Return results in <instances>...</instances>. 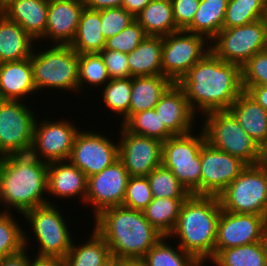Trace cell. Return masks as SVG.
Masks as SVG:
<instances>
[{"label":"cell","mask_w":267,"mask_h":266,"mask_svg":"<svg viewBox=\"0 0 267 266\" xmlns=\"http://www.w3.org/2000/svg\"><path fill=\"white\" fill-rule=\"evenodd\" d=\"M48 5L49 0H14L1 13L38 42L45 35Z\"/></svg>","instance_id":"23"},{"label":"cell","mask_w":267,"mask_h":266,"mask_svg":"<svg viewBox=\"0 0 267 266\" xmlns=\"http://www.w3.org/2000/svg\"><path fill=\"white\" fill-rule=\"evenodd\" d=\"M153 200L147 176H131L128 179L123 206L143 211Z\"/></svg>","instance_id":"41"},{"label":"cell","mask_w":267,"mask_h":266,"mask_svg":"<svg viewBox=\"0 0 267 266\" xmlns=\"http://www.w3.org/2000/svg\"><path fill=\"white\" fill-rule=\"evenodd\" d=\"M163 37L147 36L137 48L127 54L132 77L163 75L162 70Z\"/></svg>","instance_id":"26"},{"label":"cell","mask_w":267,"mask_h":266,"mask_svg":"<svg viewBox=\"0 0 267 266\" xmlns=\"http://www.w3.org/2000/svg\"><path fill=\"white\" fill-rule=\"evenodd\" d=\"M170 240V237L163 236L148 250L141 259L145 266H203L176 244L177 241L173 245Z\"/></svg>","instance_id":"32"},{"label":"cell","mask_w":267,"mask_h":266,"mask_svg":"<svg viewBox=\"0 0 267 266\" xmlns=\"http://www.w3.org/2000/svg\"><path fill=\"white\" fill-rule=\"evenodd\" d=\"M147 179L153 198L186 199L190 195L171 170L163 165L152 170L147 175Z\"/></svg>","instance_id":"39"},{"label":"cell","mask_w":267,"mask_h":266,"mask_svg":"<svg viewBox=\"0 0 267 266\" xmlns=\"http://www.w3.org/2000/svg\"><path fill=\"white\" fill-rule=\"evenodd\" d=\"M115 266H145L141 260H118L115 259Z\"/></svg>","instance_id":"52"},{"label":"cell","mask_w":267,"mask_h":266,"mask_svg":"<svg viewBox=\"0 0 267 266\" xmlns=\"http://www.w3.org/2000/svg\"><path fill=\"white\" fill-rule=\"evenodd\" d=\"M245 91L267 111V86H249Z\"/></svg>","instance_id":"50"},{"label":"cell","mask_w":267,"mask_h":266,"mask_svg":"<svg viewBox=\"0 0 267 266\" xmlns=\"http://www.w3.org/2000/svg\"><path fill=\"white\" fill-rule=\"evenodd\" d=\"M211 51L221 60L243 66L256 53L267 48V18L222 28L210 41Z\"/></svg>","instance_id":"10"},{"label":"cell","mask_w":267,"mask_h":266,"mask_svg":"<svg viewBox=\"0 0 267 266\" xmlns=\"http://www.w3.org/2000/svg\"><path fill=\"white\" fill-rule=\"evenodd\" d=\"M35 41L20 25L0 12V60L2 63L30 58Z\"/></svg>","instance_id":"24"},{"label":"cell","mask_w":267,"mask_h":266,"mask_svg":"<svg viewBox=\"0 0 267 266\" xmlns=\"http://www.w3.org/2000/svg\"><path fill=\"white\" fill-rule=\"evenodd\" d=\"M109 80L110 77L100 53L78 54L79 93L85 88L90 93L89 87L91 86L94 88L93 90L98 89L99 91Z\"/></svg>","instance_id":"36"},{"label":"cell","mask_w":267,"mask_h":266,"mask_svg":"<svg viewBox=\"0 0 267 266\" xmlns=\"http://www.w3.org/2000/svg\"><path fill=\"white\" fill-rule=\"evenodd\" d=\"M47 180L48 163L30 152L1 157L0 211L14 210L23 218L26 211L48 204Z\"/></svg>","instance_id":"2"},{"label":"cell","mask_w":267,"mask_h":266,"mask_svg":"<svg viewBox=\"0 0 267 266\" xmlns=\"http://www.w3.org/2000/svg\"><path fill=\"white\" fill-rule=\"evenodd\" d=\"M124 0H84L85 8L91 10H104L109 8L122 7Z\"/></svg>","instance_id":"49"},{"label":"cell","mask_w":267,"mask_h":266,"mask_svg":"<svg viewBox=\"0 0 267 266\" xmlns=\"http://www.w3.org/2000/svg\"><path fill=\"white\" fill-rule=\"evenodd\" d=\"M261 245L263 247L264 255L266 258V263H267V224L265 226V229L263 231V235L261 238Z\"/></svg>","instance_id":"54"},{"label":"cell","mask_w":267,"mask_h":266,"mask_svg":"<svg viewBox=\"0 0 267 266\" xmlns=\"http://www.w3.org/2000/svg\"><path fill=\"white\" fill-rule=\"evenodd\" d=\"M47 181V195L49 196L47 199L49 204H56L57 199H51L54 196L58 200H65L66 198H70V200L71 198L73 200L78 199L84 207L88 178L69 160L48 163Z\"/></svg>","instance_id":"21"},{"label":"cell","mask_w":267,"mask_h":266,"mask_svg":"<svg viewBox=\"0 0 267 266\" xmlns=\"http://www.w3.org/2000/svg\"><path fill=\"white\" fill-rule=\"evenodd\" d=\"M151 1L152 0H124L122 7L135 18Z\"/></svg>","instance_id":"51"},{"label":"cell","mask_w":267,"mask_h":266,"mask_svg":"<svg viewBox=\"0 0 267 266\" xmlns=\"http://www.w3.org/2000/svg\"><path fill=\"white\" fill-rule=\"evenodd\" d=\"M264 4H265L266 11H267V0H264Z\"/></svg>","instance_id":"57"},{"label":"cell","mask_w":267,"mask_h":266,"mask_svg":"<svg viewBox=\"0 0 267 266\" xmlns=\"http://www.w3.org/2000/svg\"><path fill=\"white\" fill-rule=\"evenodd\" d=\"M229 0H200L192 23L185 31L202 35L211 41L222 29Z\"/></svg>","instance_id":"31"},{"label":"cell","mask_w":267,"mask_h":266,"mask_svg":"<svg viewBox=\"0 0 267 266\" xmlns=\"http://www.w3.org/2000/svg\"><path fill=\"white\" fill-rule=\"evenodd\" d=\"M25 101L0 100V158L29 153L37 113Z\"/></svg>","instance_id":"11"},{"label":"cell","mask_w":267,"mask_h":266,"mask_svg":"<svg viewBox=\"0 0 267 266\" xmlns=\"http://www.w3.org/2000/svg\"><path fill=\"white\" fill-rule=\"evenodd\" d=\"M107 266H115V259H113Z\"/></svg>","instance_id":"56"},{"label":"cell","mask_w":267,"mask_h":266,"mask_svg":"<svg viewBox=\"0 0 267 266\" xmlns=\"http://www.w3.org/2000/svg\"><path fill=\"white\" fill-rule=\"evenodd\" d=\"M147 36L164 37L179 31L171 0H152L136 17Z\"/></svg>","instance_id":"29"},{"label":"cell","mask_w":267,"mask_h":266,"mask_svg":"<svg viewBox=\"0 0 267 266\" xmlns=\"http://www.w3.org/2000/svg\"><path fill=\"white\" fill-rule=\"evenodd\" d=\"M209 262L214 266H267L261 241L222 249Z\"/></svg>","instance_id":"35"},{"label":"cell","mask_w":267,"mask_h":266,"mask_svg":"<svg viewBox=\"0 0 267 266\" xmlns=\"http://www.w3.org/2000/svg\"><path fill=\"white\" fill-rule=\"evenodd\" d=\"M266 224L267 217L261 215L221 210L214 255L222 249L260 242Z\"/></svg>","instance_id":"18"},{"label":"cell","mask_w":267,"mask_h":266,"mask_svg":"<svg viewBox=\"0 0 267 266\" xmlns=\"http://www.w3.org/2000/svg\"><path fill=\"white\" fill-rule=\"evenodd\" d=\"M105 42L101 32L100 11L84 8L70 47L78 54L100 53L105 48Z\"/></svg>","instance_id":"30"},{"label":"cell","mask_w":267,"mask_h":266,"mask_svg":"<svg viewBox=\"0 0 267 266\" xmlns=\"http://www.w3.org/2000/svg\"><path fill=\"white\" fill-rule=\"evenodd\" d=\"M84 129V130H83ZM106 133L81 127L75 136L69 161L86 177L100 173L118 160V141ZM114 140L116 142H114Z\"/></svg>","instance_id":"14"},{"label":"cell","mask_w":267,"mask_h":266,"mask_svg":"<svg viewBox=\"0 0 267 266\" xmlns=\"http://www.w3.org/2000/svg\"><path fill=\"white\" fill-rule=\"evenodd\" d=\"M210 51V41L202 35L179 30L164 36L163 76L168 77L173 83H178Z\"/></svg>","instance_id":"12"},{"label":"cell","mask_w":267,"mask_h":266,"mask_svg":"<svg viewBox=\"0 0 267 266\" xmlns=\"http://www.w3.org/2000/svg\"><path fill=\"white\" fill-rule=\"evenodd\" d=\"M100 54L105 62L110 80L131 77L127 53L103 49Z\"/></svg>","instance_id":"45"},{"label":"cell","mask_w":267,"mask_h":266,"mask_svg":"<svg viewBox=\"0 0 267 266\" xmlns=\"http://www.w3.org/2000/svg\"><path fill=\"white\" fill-rule=\"evenodd\" d=\"M221 210L218 196L190 194L183 202L176 226L168 237L171 241L176 239L185 252L205 266L214 256Z\"/></svg>","instance_id":"4"},{"label":"cell","mask_w":267,"mask_h":266,"mask_svg":"<svg viewBox=\"0 0 267 266\" xmlns=\"http://www.w3.org/2000/svg\"><path fill=\"white\" fill-rule=\"evenodd\" d=\"M171 2L176 26L180 30H185L192 23L200 0H171Z\"/></svg>","instance_id":"46"},{"label":"cell","mask_w":267,"mask_h":266,"mask_svg":"<svg viewBox=\"0 0 267 266\" xmlns=\"http://www.w3.org/2000/svg\"><path fill=\"white\" fill-rule=\"evenodd\" d=\"M146 37L147 35L143 27L134 20L120 33L108 38L105 42L104 49L116 50L128 54L137 48L140 42Z\"/></svg>","instance_id":"42"},{"label":"cell","mask_w":267,"mask_h":266,"mask_svg":"<svg viewBox=\"0 0 267 266\" xmlns=\"http://www.w3.org/2000/svg\"><path fill=\"white\" fill-rule=\"evenodd\" d=\"M14 0H0V12Z\"/></svg>","instance_id":"55"},{"label":"cell","mask_w":267,"mask_h":266,"mask_svg":"<svg viewBox=\"0 0 267 266\" xmlns=\"http://www.w3.org/2000/svg\"><path fill=\"white\" fill-rule=\"evenodd\" d=\"M14 215V212L0 211V257L14 255L25 248L24 225L20 222L23 219L17 220Z\"/></svg>","instance_id":"38"},{"label":"cell","mask_w":267,"mask_h":266,"mask_svg":"<svg viewBox=\"0 0 267 266\" xmlns=\"http://www.w3.org/2000/svg\"><path fill=\"white\" fill-rule=\"evenodd\" d=\"M129 174L118 159L100 173L88 177L85 209L93 210L94 217L101 211L123 204Z\"/></svg>","instance_id":"16"},{"label":"cell","mask_w":267,"mask_h":266,"mask_svg":"<svg viewBox=\"0 0 267 266\" xmlns=\"http://www.w3.org/2000/svg\"><path fill=\"white\" fill-rule=\"evenodd\" d=\"M36 93L31 58L2 63L0 100L26 102L27 97L30 100Z\"/></svg>","instance_id":"22"},{"label":"cell","mask_w":267,"mask_h":266,"mask_svg":"<svg viewBox=\"0 0 267 266\" xmlns=\"http://www.w3.org/2000/svg\"><path fill=\"white\" fill-rule=\"evenodd\" d=\"M28 266H65V260L61 257L31 255L30 253Z\"/></svg>","instance_id":"47"},{"label":"cell","mask_w":267,"mask_h":266,"mask_svg":"<svg viewBox=\"0 0 267 266\" xmlns=\"http://www.w3.org/2000/svg\"><path fill=\"white\" fill-rule=\"evenodd\" d=\"M178 84L197 116L228 110L244 91L241 67L219 59L212 51L199 60Z\"/></svg>","instance_id":"1"},{"label":"cell","mask_w":267,"mask_h":266,"mask_svg":"<svg viewBox=\"0 0 267 266\" xmlns=\"http://www.w3.org/2000/svg\"><path fill=\"white\" fill-rule=\"evenodd\" d=\"M131 88H132V78L123 79H112L109 80L102 88L98 99L104 103L106 110L108 112H113L114 118L118 117L121 125H123L129 119V107L131 101ZM102 94V95H101ZM115 114L117 116H115ZM121 118V119H119Z\"/></svg>","instance_id":"33"},{"label":"cell","mask_w":267,"mask_h":266,"mask_svg":"<svg viewBox=\"0 0 267 266\" xmlns=\"http://www.w3.org/2000/svg\"><path fill=\"white\" fill-rule=\"evenodd\" d=\"M123 126L131 133L166 141L173 135L165 128L155 109L133 114Z\"/></svg>","instance_id":"40"},{"label":"cell","mask_w":267,"mask_h":266,"mask_svg":"<svg viewBox=\"0 0 267 266\" xmlns=\"http://www.w3.org/2000/svg\"><path fill=\"white\" fill-rule=\"evenodd\" d=\"M93 228L104 238L113 259L141 260L162 237L143 211L123 205L110 207L93 217Z\"/></svg>","instance_id":"3"},{"label":"cell","mask_w":267,"mask_h":266,"mask_svg":"<svg viewBox=\"0 0 267 266\" xmlns=\"http://www.w3.org/2000/svg\"><path fill=\"white\" fill-rule=\"evenodd\" d=\"M60 210L59 205L48 203L30 209L23 214L24 221H27L24 222V225L28 224V228L30 227V230L28 228L24 230L26 249L30 250L33 247L32 250H35L34 245H36L35 247L38 246L36 255L56 256L63 259L66 257L75 236L72 235L74 231H71V225L67 222L66 216L68 215L64 216ZM31 233L36 243L32 246L29 244L32 238L28 236H32ZM29 238L31 239L29 240Z\"/></svg>","instance_id":"6"},{"label":"cell","mask_w":267,"mask_h":266,"mask_svg":"<svg viewBox=\"0 0 267 266\" xmlns=\"http://www.w3.org/2000/svg\"><path fill=\"white\" fill-rule=\"evenodd\" d=\"M244 91L249 86H267V48L256 53L241 66Z\"/></svg>","instance_id":"43"},{"label":"cell","mask_w":267,"mask_h":266,"mask_svg":"<svg viewBox=\"0 0 267 266\" xmlns=\"http://www.w3.org/2000/svg\"><path fill=\"white\" fill-rule=\"evenodd\" d=\"M186 199L153 198L143 210L146 220L163 236H169L177 223L181 206Z\"/></svg>","instance_id":"34"},{"label":"cell","mask_w":267,"mask_h":266,"mask_svg":"<svg viewBox=\"0 0 267 266\" xmlns=\"http://www.w3.org/2000/svg\"><path fill=\"white\" fill-rule=\"evenodd\" d=\"M118 159L129 176H147L162 165V141L129 132L119 126Z\"/></svg>","instance_id":"15"},{"label":"cell","mask_w":267,"mask_h":266,"mask_svg":"<svg viewBox=\"0 0 267 266\" xmlns=\"http://www.w3.org/2000/svg\"><path fill=\"white\" fill-rule=\"evenodd\" d=\"M101 32L107 40L124 30L135 18L123 7L100 10Z\"/></svg>","instance_id":"44"},{"label":"cell","mask_w":267,"mask_h":266,"mask_svg":"<svg viewBox=\"0 0 267 266\" xmlns=\"http://www.w3.org/2000/svg\"><path fill=\"white\" fill-rule=\"evenodd\" d=\"M154 109L173 136L190 133L195 126L197 129L198 116L190 108L185 92L178 83H172L167 88Z\"/></svg>","instance_id":"20"},{"label":"cell","mask_w":267,"mask_h":266,"mask_svg":"<svg viewBox=\"0 0 267 266\" xmlns=\"http://www.w3.org/2000/svg\"><path fill=\"white\" fill-rule=\"evenodd\" d=\"M172 83L163 75L132 77L129 118L138 112L154 109L162 94Z\"/></svg>","instance_id":"28"},{"label":"cell","mask_w":267,"mask_h":266,"mask_svg":"<svg viewBox=\"0 0 267 266\" xmlns=\"http://www.w3.org/2000/svg\"><path fill=\"white\" fill-rule=\"evenodd\" d=\"M85 5L78 0H49L45 35L38 41L70 45Z\"/></svg>","instance_id":"19"},{"label":"cell","mask_w":267,"mask_h":266,"mask_svg":"<svg viewBox=\"0 0 267 266\" xmlns=\"http://www.w3.org/2000/svg\"><path fill=\"white\" fill-rule=\"evenodd\" d=\"M36 45L30 58L37 93L51 89L79 94L78 53L70 45Z\"/></svg>","instance_id":"5"},{"label":"cell","mask_w":267,"mask_h":266,"mask_svg":"<svg viewBox=\"0 0 267 266\" xmlns=\"http://www.w3.org/2000/svg\"><path fill=\"white\" fill-rule=\"evenodd\" d=\"M91 232L82 244L77 243L74 237L72 246L64 258L65 266H107L113 260L104 238L94 228Z\"/></svg>","instance_id":"27"},{"label":"cell","mask_w":267,"mask_h":266,"mask_svg":"<svg viewBox=\"0 0 267 266\" xmlns=\"http://www.w3.org/2000/svg\"><path fill=\"white\" fill-rule=\"evenodd\" d=\"M205 142L200 127L198 132L195 129L174 135L162 143V165L171 170L190 194L201 195V148Z\"/></svg>","instance_id":"7"},{"label":"cell","mask_w":267,"mask_h":266,"mask_svg":"<svg viewBox=\"0 0 267 266\" xmlns=\"http://www.w3.org/2000/svg\"><path fill=\"white\" fill-rule=\"evenodd\" d=\"M260 164L267 165V139L260 146Z\"/></svg>","instance_id":"53"},{"label":"cell","mask_w":267,"mask_h":266,"mask_svg":"<svg viewBox=\"0 0 267 266\" xmlns=\"http://www.w3.org/2000/svg\"><path fill=\"white\" fill-rule=\"evenodd\" d=\"M37 118L30 153L46 163L68 160L75 136L81 126L63 117L58 120L55 118V121L49 117L40 119L37 116Z\"/></svg>","instance_id":"13"},{"label":"cell","mask_w":267,"mask_h":266,"mask_svg":"<svg viewBox=\"0 0 267 266\" xmlns=\"http://www.w3.org/2000/svg\"><path fill=\"white\" fill-rule=\"evenodd\" d=\"M267 18L264 0H229L222 28H234Z\"/></svg>","instance_id":"37"},{"label":"cell","mask_w":267,"mask_h":266,"mask_svg":"<svg viewBox=\"0 0 267 266\" xmlns=\"http://www.w3.org/2000/svg\"><path fill=\"white\" fill-rule=\"evenodd\" d=\"M200 117V127L212 147L239 158L246 165L260 163V147L229 110L212 111Z\"/></svg>","instance_id":"8"},{"label":"cell","mask_w":267,"mask_h":266,"mask_svg":"<svg viewBox=\"0 0 267 266\" xmlns=\"http://www.w3.org/2000/svg\"><path fill=\"white\" fill-rule=\"evenodd\" d=\"M218 198L222 210L267 217V165H247Z\"/></svg>","instance_id":"9"},{"label":"cell","mask_w":267,"mask_h":266,"mask_svg":"<svg viewBox=\"0 0 267 266\" xmlns=\"http://www.w3.org/2000/svg\"><path fill=\"white\" fill-rule=\"evenodd\" d=\"M260 147L267 139V111L243 91L228 109Z\"/></svg>","instance_id":"25"},{"label":"cell","mask_w":267,"mask_h":266,"mask_svg":"<svg viewBox=\"0 0 267 266\" xmlns=\"http://www.w3.org/2000/svg\"><path fill=\"white\" fill-rule=\"evenodd\" d=\"M29 250L22 251L5 257H0V266H28Z\"/></svg>","instance_id":"48"},{"label":"cell","mask_w":267,"mask_h":266,"mask_svg":"<svg viewBox=\"0 0 267 266\" xmlns=\"http://www.w3.org/2000/svg\"><path fill=\"white\" fill-rule=\"evenodd\" d=\"M247 165L205 142L201 148V195L219 196Z\"/></svg>","instance_id":"17"}]
</instances>
